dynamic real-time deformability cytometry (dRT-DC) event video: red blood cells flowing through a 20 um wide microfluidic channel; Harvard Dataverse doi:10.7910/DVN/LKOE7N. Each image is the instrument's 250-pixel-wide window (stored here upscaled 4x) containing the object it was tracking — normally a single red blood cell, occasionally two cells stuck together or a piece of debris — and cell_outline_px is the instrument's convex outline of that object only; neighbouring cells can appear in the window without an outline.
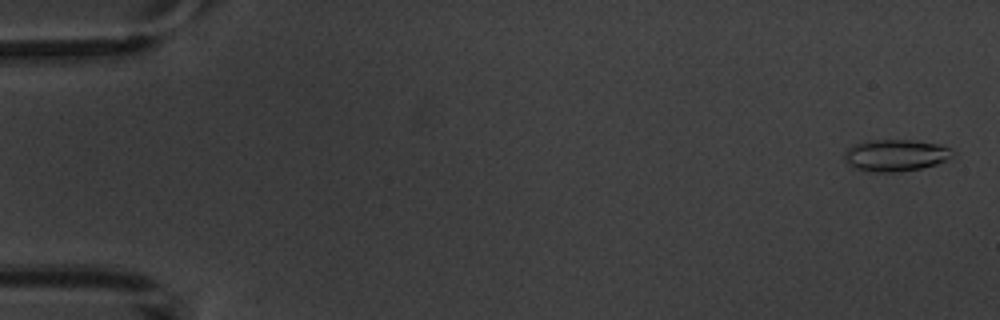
{"species": "common noctule bat (a hibernating species)", "species_latin": "Nyctalus noctula", "temperature_condition": "warm", "stored_images_in_passage": 4, "camera_frame_rate_fps": 3000, "um_per_image_px": 0.085, "animal": {"sex": "male", "body_mass_g": 20.1, "forearm_length_mm": 53.5}, "frame": {"image": 1, "passage_image": 1, "time_ms": 0.0, "image_size_px": [1000, 320], "cell_outline_px": [[956, 152], [952, 160], [920, 168], [896, 172], [868, 172], [856, 168], [848, 164], [844, 160], [844, 152], [848, 148], [856, 144], [872, 140], [912, 140], [940, 144]], "centroid_in_image_um": [76.17, 13.21], "position_along_channel_um": 8.8, "area_um2": 20.23}}